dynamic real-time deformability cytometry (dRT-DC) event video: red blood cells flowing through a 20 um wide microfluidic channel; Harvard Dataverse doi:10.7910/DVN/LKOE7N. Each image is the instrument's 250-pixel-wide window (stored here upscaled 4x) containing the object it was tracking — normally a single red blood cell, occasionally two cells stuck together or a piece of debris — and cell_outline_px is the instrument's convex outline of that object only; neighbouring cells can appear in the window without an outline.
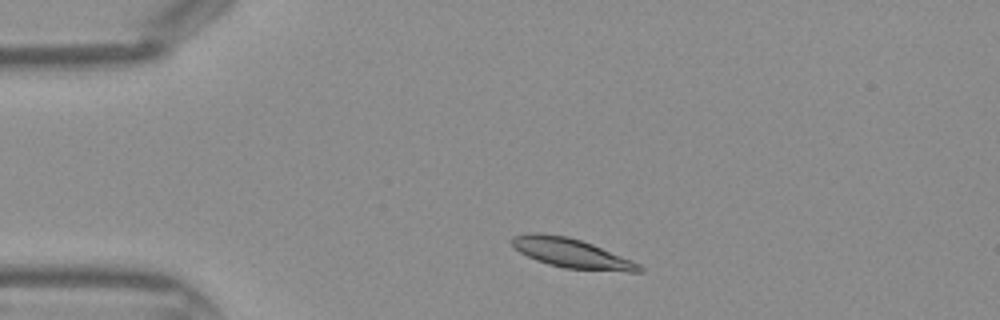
{"species": "Egyptian fruit bat (a non-hibernating species)", "species_latin": "Rousettus aegyptiacus", "temperature_condition": "warm", "stored_images_in_passage": 36, "camera_frame_rate_fps": 3000, "um_per_image_px": 0.085, "frame": {"image": 1, "passage_image": 1, "time_ms": 0.0, "image_size_px": [1000, 320], "cell_outline_px": [[644, 272], [628, 272], [564, 268], [548, 264], [536, 260], [520, 252], [512, 244], [512, 236], [528, 232], [536, 232], [568, 236], [592, 244], [632, 260], [640, 264], [644, 268]], "centroid_in_image_um": [48.6, 21.52], "position_along_channel_um": 36.4, "area_um2": 21.85}}
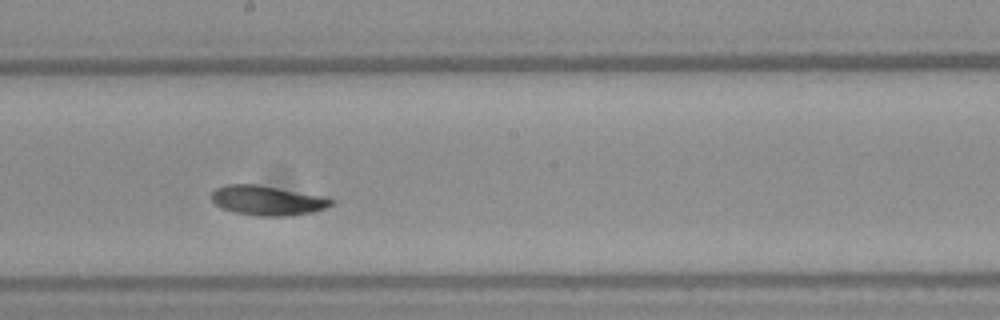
{"frame": {"image": 2, "passage_image": 16, "time_ms": 5.0, "image_size_px": [1000, 320], "cell_outline_px": [[332, 204], [316, 212], [288, 216], [256, 216], [236, 212], [220, 208], [212, 200], [212, 192], [216, 188], [228, 184], [256, 184], [328, 196], [332, 200]], "centroid_in_image_um": [22.76, 17.04], "position_along_channel_um": 225.4, "area_um2": 20.87}}
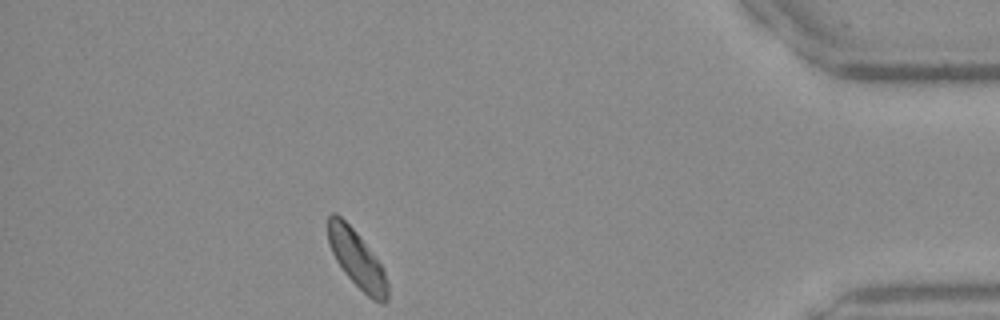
{"frame": {"image": 3, "passage_image": 31, "time_ms": 10.0, "image_size_px": [1000, 320], "cell_outline_px": [[388, 300], [384, 304], [380, 304], [372, 300], [344, 272], [336, 260], [328, 244], [328, 216], [332, 212], [336, 212], [356, 232], [384, 268], [388, 284]], "centroid_in_image_um": [30.35, 22.05], "position_along_channel_um": 404.8, "area_um2": 19.83}}